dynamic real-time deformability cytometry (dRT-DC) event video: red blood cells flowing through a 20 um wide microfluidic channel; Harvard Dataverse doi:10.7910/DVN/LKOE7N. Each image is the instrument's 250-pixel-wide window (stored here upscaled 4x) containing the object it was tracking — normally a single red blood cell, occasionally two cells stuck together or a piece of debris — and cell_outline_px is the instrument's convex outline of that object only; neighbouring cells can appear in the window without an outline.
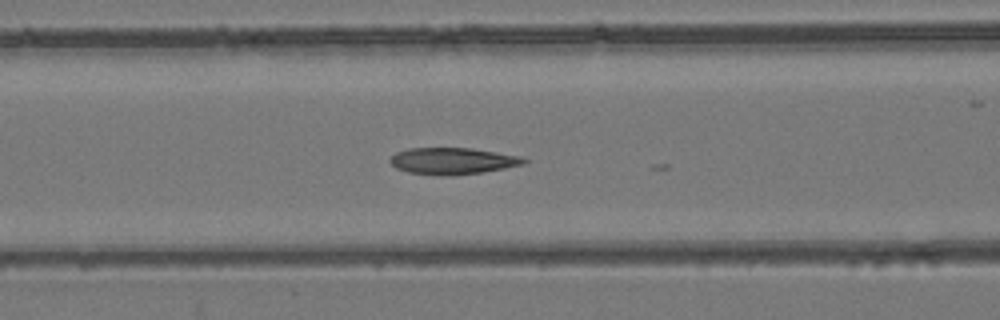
{"species": "common noctule bat (a hibernating species)", "species_latin": "Nyctalus noctula", "temperature_condition": "room temperature", "stored_images_in_passage": 23, "camera_frame_rate_fps": 3000, "um_per_image_px": 0.085, "animal": {"sex": "female", "body_mass_g": 24.6, "forearm_length_mm": 56.2}, "frame": {"image": 1, "passage_image": 22, "time_ms": 7.0, "image_size_px": [1000, 320], "cell_outline_px": [[528, 160], [524, 164], [504, 168], [480, 172], [452, 176], [448, 176], [408, 172], [396, 168], [388, 160], [396, 152], [408, 148], [472, 148], [524, 156]], "centroid_in_image_um": [38.49, 13.67], "position_along_channel_um": 128.1, "area_um2": 20.81}}